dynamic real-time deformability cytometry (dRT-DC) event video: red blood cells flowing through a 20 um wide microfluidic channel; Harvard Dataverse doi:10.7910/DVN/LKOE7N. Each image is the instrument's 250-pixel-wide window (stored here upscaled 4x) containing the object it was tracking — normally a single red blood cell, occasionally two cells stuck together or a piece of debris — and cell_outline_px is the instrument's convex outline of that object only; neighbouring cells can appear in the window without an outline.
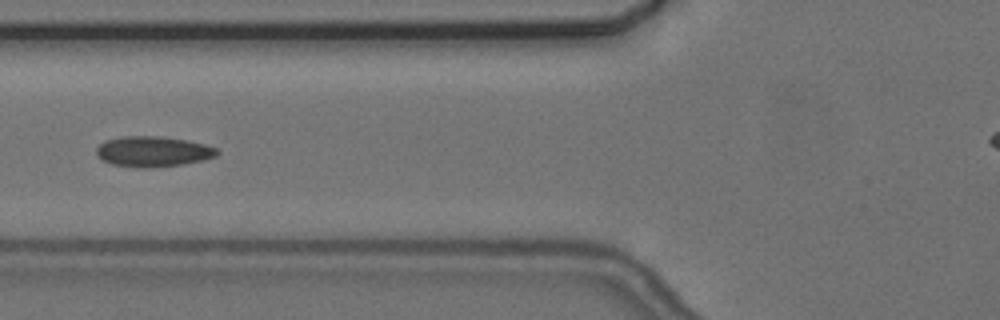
{"species": "common noctule bat (a hibernating species)", "species_latin": "Nyctalus noctula", "temperature_condition": "cold", "stored_images_in_passage": 8, "camera_frame_rate_fps": 3000, "um_per_image_px": 0.085, "animal": {"sex": "female", "body_mass_g": 24.6, "forearm_length_mm": 56.2}, "frame": {"image": 1, "passage_image": 5, "time_ms": 5.0, "image_size_px": [1000, 320], "cell_outline_px": [[220, 152], [216, 156], [204, 160], [180, 164], [144, 168], [136, 168], [112, 164], [100, 160], [96, 152], [96, 148], [104, 140], [120, 136], [160, 136], [188, 140], [204, 144], [216, 148]], "centroid_in_image_um": [12.97, 12.87], "position_along_channel_um": 112.8, "area_um2": 21.56}}
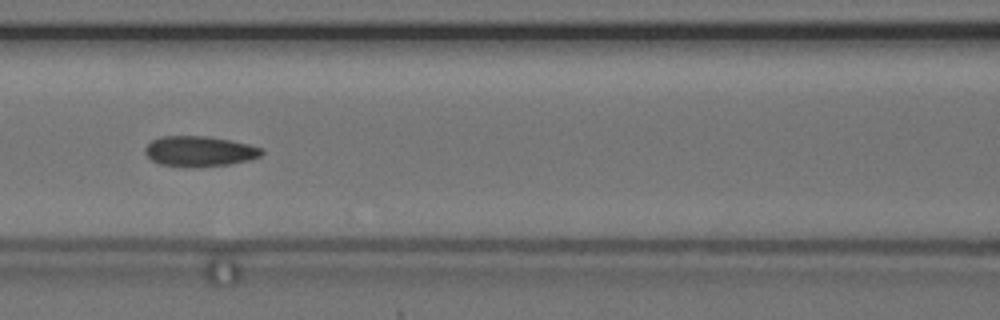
{"frame": {"image": 2, "passage_image": 6, "time_ms": 6.0, "image_size_px": [1000, 320], "cell_outline_px": [[264, 152], [260, 156], [248, 160], [228, 164], [184, 168], [160, 164], [152, 160], [144, 152], [144, 148], [152, 140], [160, 136], [208, 136], [248, 144], [264, 148]], "centroid_in_image_um": [16.93, 12.86], "position_along_channel_um": 149.7, "area_um2": 20.69}}